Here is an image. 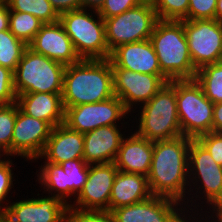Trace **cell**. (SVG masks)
<instances>
[{"label":"cell","instance_id":"3","mask_svg":"<svg viewBox=\"0 0 222 222\" xmlns=\"http://www.w3.org/2000/svg\"><path fill=\"white\" fill-rule=\"evenodd\" d=\"M61 96L64 108L101 102L115 96L110 60L81 59L66 66Z\"/></svg>","mask_w":222,"mask_h":222},{"label":"cell","instance_id":"37","mask_svg":"<svg viewBox=\"0 0 222 222\" xmlns=\"http://www.w3.org/2000/svg\"><path fill=\"white\" fill-rule=\"evenodd\" d=\"M196 139L207 149L214 161L222 166V133L209 132Z\"/></svg>","mask_w":222,"mask_h":222},{"label":"cell","instance_id":"35","mask_svg":"<svg viewBox=\"0 0 222 222\" xmlns=\"http://www.w3.org/2000/svg\"><path fill=\"white\" fill-rule=\"evenodd\" d=\"M13 71L0 65V105L16 102Z\"/></svg>","mask_w":222,"mask_h":222},{"label":"cell","instance_id":"8","mask_svg":"<svg viewBox=\"0 0 222 222\" xmlns=\"http://www.w3.org/2000/svg\"><path fill=\"white\" fill-rule=\"evenodd\" d=\"M176 103L183 136L196 139L212 132L214 103L195 79L176 80Z\"/></svg>","mask_w":222,"mask_h":222},{"label":"cell","instance_id":"9","mask_svg":"<svg viewBox=\"0 0 222 222\" xmlns=\"http://www.w3.org/2000/svg\"><path fill=\"white\" fill-rule=\"evenodd\" d=\"M157 21L154 5L149 3H141L122 14L104 19L109 51L123 44L148 40Z\"/></svg>","mask_w":222,"mask_h":222},{"label":"cell","instance_id":"18","mask_svg":"<svg viewBox=\"0 0 222 222\" xmlns=\"http://www.w3.org/2000/svg\"><path fill=\"white\" fill-rule=\"evenodd\" d=\"M122 127V128H121ZM124 124L98 127L84 133L83 158L87 164L114 162L121 142L127 132Z\"/></svg>","mask_w":222,"mask_h":222},{"label":"cell","instance_id":"27","mask_svg":"<svg viewBox=\"0 0 222 222\" xmlns=\"http://www.w3.org/2000/svg\"><path fill=\"white\" fill-rule=\"evenodd\" d=\"M9 11L30 13L44 24L59 21L60 15L49 0H5Z\"/></svg>","mask_w":222,"mask_h":222},{"label":"cell","instance_id":"6","mask_svg":"<svg viewBox=\"0 0 222 222\" xmlns=\"http://www.w3.org/2000/svg\"><path fill=\"white\" fill-rule=\"evenodd\" d=\"M59 21L81 59H109L105 22L98 11L84 8L67 11L60 14Z\"/></svg>","mask_w":222,"mask_h":222},{"label":"cell","instance_id":"31","mask_svg":"<svg viewBox=\"0 0 222 222\" xmlns=\"http://www.w3.org/2000/svg\"><path fill=\"white\" fill-rule=\"evenodd\" d=\"M188 7L189 0H157L154 4L158 20H183Z\"/></svg>","mask_w":222,"mask_h":222},{"label":"cell","instance_id":"42","mask_svg":"<svg viewBox=\"0 0 222 222\" xmlns=\"http://www.w3.org/2000/svg\"><path fill=\"white\" fill-rule=\"evenodd\" d=\"M209 221L210 222H222V215H214V216H209V217H197V218L196 217H189L185 222H209Z\"/></svg>","mask_w":222,"mask_h":222},{"label":"cell","instance_id":"24","mask_svg":"<svg viewBox=\"0 0 222 222\" xmlns=\"http://www.w3.org/2000/svg\"><path fill=\"white\" fill-rule=\"evenodd\" d=\"M43 164L41 163V167L37 171L38 178L36 180L41 185L40 188L42 187L44 190L42 193L57 197L69 206L68 185H66L63 168L60 164L51 162H43Z\"/></svg>","mask_w":222,"mask_h":222},{"label":"cell","instance_id":"13","mask_svg":"<svg viewBox=\"0 0 222 222\" xmlns=\"http://www.w3.org/2000/svg\"><path fill=\"white\" fill-rule=\"evenodd\" d=\"M110 212L116 222H185L189 218L182 203L155 195Z\"/></svg>","mask_w":222,"mask_h":222},{"label":"cell","instance_id":"20","mask_svg":"<svg viewBox=\"0 0 222 222\" xmlns=\"http://www.w3.org/2000/svg\"><path fill=\"white\" fill-rule=\"evenodd\" d=\"M128 133L121 142L114 164L119 171L148 176L153 157V142L135 132Z\"/></svg>","mask_w":222,"mask_h":222},{"label":"cell","instance_id":"5","mask_svg":"<svg viewBox=\"0 0 222 222\" xmlns=\"http://www.w3.org/2000/svg\"><path fill=\"white\" fill-rule=\"evenodd\" d=\"M134 118L137 135L151 142L181 136L176 103V80H170L145 104L141 105ZM138 117V119H137ZM139 121V122H138ZM138 125V126H137Z\"/></svg>","mask_w":222,"mask_h":222},{"label":"cell","instance_id":"16","mask_svg":"<svg viewBox=\"0 0 222 222\" xmlns=\"http://www.w3.org/2000/svg\"><path fill=\"white\" fill-rule=\"evenodd\" d=\"M43 196L13 200L3 216L10 222H64L68 205L57 197Z\"/></svg>","mask_w":222,"mask_h":222},{"label":"cell","instance_id":"25","mask_svg":"<svg viewBox=\"0 0 222 222\" xmlns=\"http://www.w3.org/2000/svg\"><path fill=\"white\" fill-rule=\"evenodd\" d=\"M195 80L210 101L214 104L222 102V61L198 69Z\"/></svg>","mask_w":222,"mask_h":222},{"label":"cell","instance_id":"7","mask_svg":"<svg viewBox=\"0 0 222 222\" xmlns=\"http://www.w3.org/2000/svg\"><path fill=\"white\" fill-rule=\"evenodd\" d=\"M66 66L27 47L13 72L16 96L24 93H62Z\"/></svg>","mask_w":222,"mask_h":222},{"label":"cell","instance_id":"12","mask_svg":"<svg viewBox=\"0 0 222 222\" xmlns=\"http://www.w3.org/2000/svg\"><path fill=\"white\" fill-rule=\"evenodd\" d=\"M112 71L114 94L123 102L132 118L135 107L147 103L170 81L165 75L138 73L119 67H112Z\"/></svg>","mask_w":222,"mask_h":222},{"label":"cell","instance_id":"38","mask_svg":"<svg viewBox=\"0 0 222 222\" xmlns=\"http://www.w3.org/2000/svg\"><path fill=\"white\" fill-rule=\"evenodd\" d=\"M49 2L59 15L67 11L80 9V0H49Z\"/></svg>","mask_w":222,"mask_h":222},{"label":"cell","instance_id":"32","mask_svg":"<svg viewBox=\"0 0 222 222\" xmlns=\"http://www.w3.org/2000/svg\"><path fill=\"white\" fill-rule=\"evenodd\" d=\"M9 158L12 157L7 156L4 157L2 161H0V215H3L6 212L8 204L11 202L8 201V197L12 196L8 195H10L12 187H14L13 181H16L14 179L15 176L13 172V169H15V167L12 166L14 165V162L12 159L10 160Z\"/></svg>","mask_w":222,"mask_h":222},{"label":"cell","instance_id":"26","mask_svg":"<svg viewBox=\"0 0 222 222\" xmlns=\"http://www.w3.org/2000/svg\"><path fill=\"white\" fill-rule=\"evenodd\" d=\"M43 22L30 13L9 11V30L27 46L33 41Z\"/></svg>","mask_w":222,"mask_h":222},{"label":"cell","instance_id":"43","mask_svg":"<svg viewBox=\"0 0 222 222\" xmlns=\"http://www.w3.org/2000/svg\"><path fill=\"white\" fill-rule=\"evenodd\" d=\"M215 19L222 23V0H217V6L215 11Z\"/></svg>","mask_w":222,"mask_h":222},{"label":"cell","instance_id":"17","mask_svg":"<svg viewBox=\"0 0 222 222\" xmlns=\"http://www.w3.org/2000/svg\"><path fill=\"white\" fill-rule=\"evenodd\" d=\"M28 47L65 66L81 60L60 21L43 24Z\"/></svg>","mask_w":222,"mask_h":222},{"label":"cell","instance_id":"41","mask_svg":"<svg viewBox=\"0 0 222 222\" xmlns=\"http://www.w3.org/2000/svg\"><path fill=\"white\" fill-rule=\"evenodd\" d=\"M105 0H80V9H90L99 11L103 6Z\"/></svg>","mask_w":222,"mask_h":222},{"label":"cell","instance_id":"15","mask_svg":"<svg viewBox=\"0 0 222 222\" xmlns=\"http://www.w3.org/2000/svg\"><path fill=\"white\" fill-rule=\"evenodd\" d=\"M117 172L114 162L90 164L87 182L69 206L81 210L109 211V199Z\"/></svg>","mask_w":222,"mask_h":222},{"label":"cell","instance_id":"14","mask_svg":"<svg viewBox=\"0 0 222 222\" xmlns=\"http://www.w3.org/2000/svg\"><path fill=\"white\" fill-rule=\"evenodd\" d=\"M52 126L43 120L17 111L11 142V157L33 161L41 156L50 137Z\"/></svg>","mask_w":222,"mask_h":222},{"label":"cell","instance_id":"45","mask_svg":"<svg viewBox=\"0 0 222 222\" xmlns=\"http://www.w3.org/2000/svg\"><path fill=\"white\" fill-rule=\"evenodd\" d=\"M2 157V158H1ZM3 157H7L6 154L2 151V149L0 148V161H2L4 158Z\"/></svg>","mask_w":222,"mask_h":222},{"label":"cell","instance_id":"22","mask_svg":"<svg viewBox=\"0 0 222 222\" xmlns=\"http://www.w3.org/2000/svg\"><path fill=\"white\" fill-rule=\"evenodd\" d=\"M62 93H24L18 95L16 103L28 116L48 122L53 128L64 123L65 109Z\"/></svg>","mask_w":222,"mask_h":222},{"label":"cell","instance_id":"33","mask_svg":"<svg viewBox=\"0 0 222 222\" xmlns=\"http://www.w3.org/2000/svg\"><path fill=\"white\" fill-rule=\"evenodd\" d=\"M64 222H116L110 211L81 210L68 206Z\"/></svg>","mask_w":222,"mask_h":222},{"label":"cell","instance_id":"2","mask_svg":"<svg viewBox=\"0 0 222 222\" xmlns=\"http://www.w3.org/2000/svg\"><path fill=\"white\" fill-rule=\"evenodd\" d=\"M188 170V196L190 198L188 197L187 200L183 203L186 214L189 217H209L210 215H222V166L214 161L207 149L197 139H192L190 142ZM193 190H195V192ZM191 194L192 196H190ZM194 197L196 199H193ZM196 200H200V202L198 201V203H196ZM202 207H207V210L208 208L209 210H206L205 212V208ZM198 209L201 210L200 213H198Z\"/></svg>","mask_w":222,"mask_h":222},{"label":"cell","instance_id":"29","mask_svg":"<svg viewBox=\"0 0 222 222\" xmlns=\"http://www.w3.org/2000/svg\"><path fill=\"white\" fill-rule=\"evenodd\" d=\"M27 47L9 29L0 31V65L14 72Z\"/></svg>","mask_w":222,"mask_h":222},{"label":"cell","instance_id":"10","mask_svg":"<svg viewBox=\"0 0 222 222\" xmlns=\"http://www.w3.org/2000/svg\"><path fill=\"white\" fill-rule=\"evenodd\" d=\"M64 109V124L80 133L109 125H130L128 121L124 122V119L130 114L116 95L101 102L86 103ZM119 121L122 122L119 123Z\"/></svg>","mask_w":222,"mask_h":222},{"label":"cell","instance_id":"28","mask_svg":"<svg viewBox=\"0 0 222 222\" xmlns=\"http://www.w3.org/2000/svg\"><path fill=\"white\" fill-rule=\"evenodd\" d=\"M60 165L65 172L66 185H68V199L70 200L69 205H71V200H74L73 196L76 199L87 182L90 164H87L84 159H74L64 161Z\"/></svg>","mask_w":222,"mask_h":222},{"label":"cell","instance_id":"1","mask_svg":"<svg viewBox=\"0 0 222 222\" xmlns=\"http://www.w3.org/2000/svg\"><path fill=\"white\" fill-rule=\"evenodd\" d=\"M191 140L181 135L153 142V157L147 176L152 195L168 197L182 204L187 200Z\"/></svg>","mask_w":222,"mask_h":222},{"label":"cell","instance_id":"30","mask_svg":"<svg viewBox=\"0 0 222 222\" xmlns=\"http://www.w3.org/2000/svg\"><path fill=\"white\" fill-rule=\"evenodd\" d=\"M18 109L16 102L0 105V148L6 156H11L13 128Z\"/></svg>","mask_w":222,"mask_h":222},{"label":"cell","instance_id":"34","mask_svg":"<svg viewBox=\"0 0 222 222\" xmlns=\"http://www.w3.org/2000/svg\"><path fill=\"white\" fill-rule=\"evenodd\" d=\"M217 0H189L185 20L215 19Z\"/></svg>","mask_w":222,"mask_h":222},{"label":"cell","instance_id":"39","mask_svg":"<svg viewBox=\"0 0 222 222\" xmlns=\"http://www.w3.org/2000/svg\"><path fill=\"white\" fill-rule=\"evenodd\" d=\"M212 132L222 133V102L214 104Z\"/></svg>","mask_w":222,"mask_h":222},{"label":"cell","instance_id":"36","mask_svg":"<svg viewBox=\"0 0 222 222\" xmlns=\"http://www.w3.org/2000/svg\"><path fill=\"white\" fill-rule=\"evenodd\" d=\"M143 3L141 0H105L98 14L103 18H111Z\"/></svg>","mask_w":222,"mask_h":222},{"label":"cell","instance_id":"19","mask_svg":"<svg viewBox=\"0 0 222 222\" xmlns=\"http://www.w3.org/2000/svg\"><path fill=\"white\" fill-rule=\"evenodd\" d=\"M111 67L124 68L150 75H164L150 40L131 42L116 47L110 54Z\"/></svg>","mask_w":222,"mask_h":222},{"label":"cell","instance_id":"44","mask_svg":"<svg viewBox=\"0 0 222 222\" xmlns=\"http://www.w3.org/2000/svg\"><path fill=\"white\" fill-rule=\"evenodd\" d=\"M143 3L155 4L157 0H141Z\"/></svg>","mask_w":222,"mask_h":222},{"label":"cell","instance_id":"46","mask_svg":"<svg viewBox=\"0 0 222 222\" xmlns=\"http://www.w3.org/2000/svg\"><path fill=\"white\" fill-rule=\"evenodd\" d=\"M0 222H10V221L6 219L3 215H0Z\"/></svg>","mask_w":222,"mask_h":222},{"label":"cell","instance_id":"11","mask_svg":"<svg viewBox=\"0 0 222 222\" xmlns=\"http://www.w3.org/2000/svg\"><path fill=\"white\" fill-rule=\"evenodd\" d=\"M196 70L222 61V23L216 19L180 20Z\"/></svg>","mask_w":222,"mask_h":222},{"label":"cell","instance_id":"23","mask_svg":"<svg viewBox=\"0 0 222 222\" xmlns=\"http://www.w3.org/2000/svg\"><path fill=\"white\" fill-rule=\"evenodd\" d=\"M151 196L147 176L118 170L109 199V211L142 202Z\"/></svg>","mask_w":222,"mask_h":222},{"label":"cell","instance_id":"4","mask_svg":"<svg viewBox=\"0 0 222 222\" xmlns=\"http://www.w3.org/2000/svg\"><path fill=\"white\" fill-rule=\"evenodd\" d=\"M149 40L158 57L160 70L169 80L195 79L197 70L191 60L181 21L158 20Z\"/></svg>","mask_w":222,"mask_h":222},{"label":"cell","instance_id":"21","mask_svg":"<svg viewBox=\"0 0 222 222\" xmlns=\"http://www.w3.org/2000/svg\"><path fill=\"white\" fill-rule=\"evenodd\" d=\"M83 152L84 133L74 131L63 123L52 128L43 153L35 161L45 159L44 162L60 164L68 160L84 159Z\"/></svg>","mask_w":222,"mask_h":222},{"label":"cell","instance_id":"40","mask_svg":"<svg viewBox=\"0 0 222 222\" xmlns=\"http://www.w3.org/2000/svg\"><path fill=\"white\" fill-rule=\"evenodd\" d=\"M9 29V7L4 0L0 4V31Z\"/></svg>","mask_w":222,"mask_h":222}]
</instances>
